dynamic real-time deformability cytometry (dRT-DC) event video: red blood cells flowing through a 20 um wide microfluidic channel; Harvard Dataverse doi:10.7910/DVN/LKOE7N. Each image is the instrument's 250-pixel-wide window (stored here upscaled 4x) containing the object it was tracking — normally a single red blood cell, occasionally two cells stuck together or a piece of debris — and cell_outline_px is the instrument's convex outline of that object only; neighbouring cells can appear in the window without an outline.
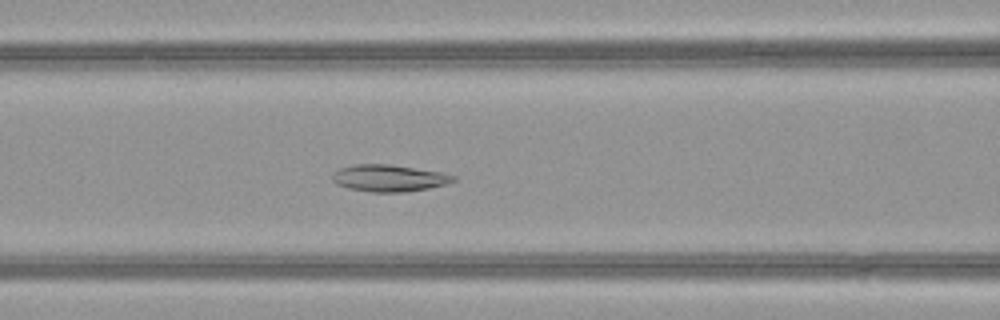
{"species": "common noctule bat (a hibernating species)", "species_latin": "Nyctalus noctula", "temperature_condition": "warm", "stored_images_in_passage": 50, "camera_frame_rate_fps": 3000, "um_per_image_px": 0.085, "animal": {"sex": "female", "body_mass_g": 21.9}, "frame": {"image": 1, "passage_image": 21, "time_ms": 6.667, "image_size_px": [1000, 320], "cell_outline_px": [[456, 180], [444, 184], [428, 188], [404, 192], [372, 192], [348, 188], [336, 184], [332, 180], [332, 172], [340, 168], [356, 164], [388, 164], [444, 172], [456, 176]], "centroid_in_image_um": [33.05, 15.13], "position_along_channel_um": 133.5, "area_um2": 18.96}}
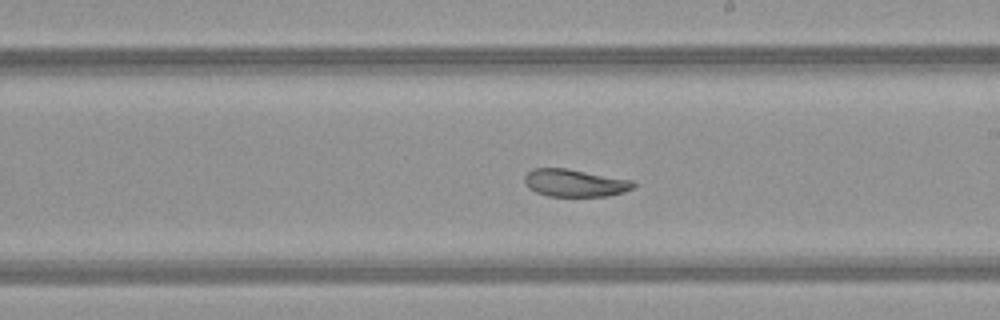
{"frame": {"image": 2, "passage_image": 29, "time_ms": 9.333, "image_size_px": [1000, 320], "cell_outline_px": [[636, 184], [632, 188], [624, 192], [608, 196], [548, 196], [536, 192], [528, 188], [524, 180], [524, 176], [532, 168], [568, 168], [632, 180]], "centroid_in_image_um": [48.85, 15.54], "position_along_channel_um": 240.2, "area_um2": 17.51}}
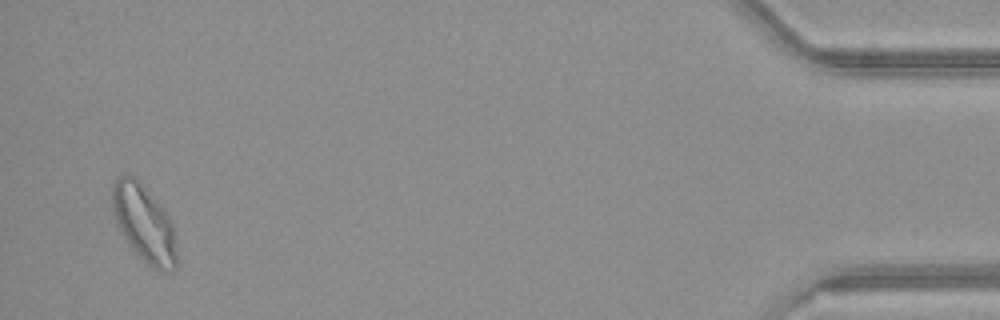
{"frame": {"image": 3, "passage_image": 49, "time_ms": 16.0, "image_size_px": [1000, 320], "cell_outline_px": [[176, 268], [160, 272], [152, 268], [132, 248], [116, 224], [112, 212], [112, 184], [120, 176], [132, 176], [144, 188], [172, 220], [176, 252]], "centroid_in_image_um": [12.23, 19.03], "position_along_channel_um": 423.0, "area_um2": 28.15}, "authors_computed_cell_mechanics": {"area_um2": 22.1663, "velocity_mm_per_s": 4.0018, "shape_relaxation_time_tau1_ms": 5.4602, "shape_relaxation_time_tau2_ms": 3.7035, "deformation_change_tau1": 0.153, "deformation_change_tau2": 0.0859}}